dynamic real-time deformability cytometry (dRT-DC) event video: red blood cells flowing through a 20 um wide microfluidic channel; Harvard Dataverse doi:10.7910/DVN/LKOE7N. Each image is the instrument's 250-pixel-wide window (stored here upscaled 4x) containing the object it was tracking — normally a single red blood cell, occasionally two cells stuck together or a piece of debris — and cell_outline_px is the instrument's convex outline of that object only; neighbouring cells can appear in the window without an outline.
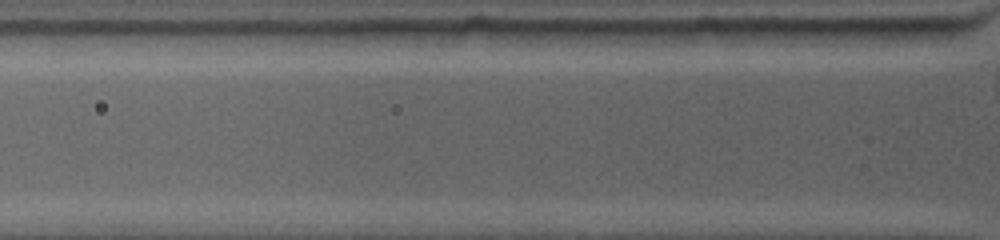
{"species": "common noctule bat (a hibernating species)", "species_latin": "Nyctalus noctula", "temperature_condition": "warm", "stored_images_in_passage": 2, "camera_frame_rate_fps": 4500, "um_per_image_px": 0.085, "animal": {"sex": "female", "body_mass_g": 19.0, "forearm_length_mm": 53.3}, "frame": {"image": 1, "passage_image": 2, "time_ms": 0.444, "image_size_px": [1000, 240], "cell_outline_px": [[952, 36], [944, 44], [908, 48], [832, 44], [824, 28], [948, 28]], "centroid_in_image_um": [75.58, 3.13], "position_along_channel_um": 50.2, "area_um2": 15.61}}